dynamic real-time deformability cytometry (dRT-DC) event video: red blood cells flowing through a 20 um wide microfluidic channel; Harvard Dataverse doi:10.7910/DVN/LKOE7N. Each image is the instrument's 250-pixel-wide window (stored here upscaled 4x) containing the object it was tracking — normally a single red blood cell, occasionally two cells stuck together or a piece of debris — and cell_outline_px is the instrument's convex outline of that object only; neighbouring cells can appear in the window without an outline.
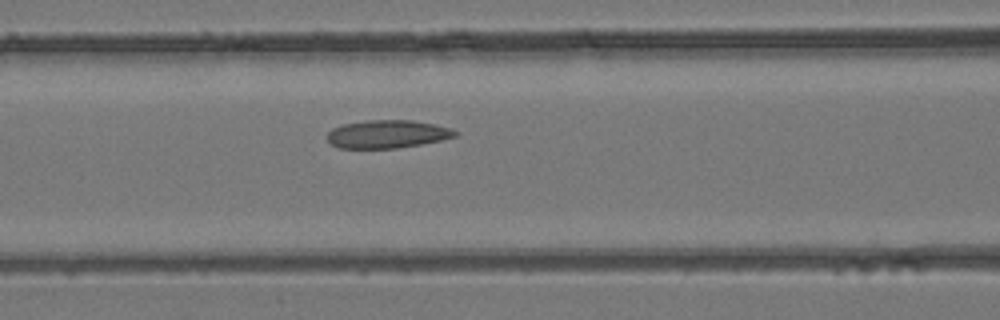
{"species": "common noctule bat (a hibernating species)", "species_latin": "Nyctalus noctula", "temperature_condition": "room temperature", "stored_images_in_passage": 5, "camera_frame_rate_fps": 3000, "um_per_image_px": 0.085, "animal": {"sex": "female", "body_mass_g": 24.6, "forearm_length_mm": 56.2}, "frame": {"image": 1, "passage_image": 5, "time_ms": 1.333, "image_size_px": [1000, 320], "cell_outline_px": [[460, 132], [456, 136], [440, 140], [420, 144], [396, 148], [340, 148], [332, 144], [328, 140], [328, 132], [332, 128], [344, 124], [364, 120], [412, 120], [436, 124], [452, 128]], "centroid_in_image_um": [32.95, 11.38], "position_along_channel_um": 133.6, "area_um2": 20.92}}